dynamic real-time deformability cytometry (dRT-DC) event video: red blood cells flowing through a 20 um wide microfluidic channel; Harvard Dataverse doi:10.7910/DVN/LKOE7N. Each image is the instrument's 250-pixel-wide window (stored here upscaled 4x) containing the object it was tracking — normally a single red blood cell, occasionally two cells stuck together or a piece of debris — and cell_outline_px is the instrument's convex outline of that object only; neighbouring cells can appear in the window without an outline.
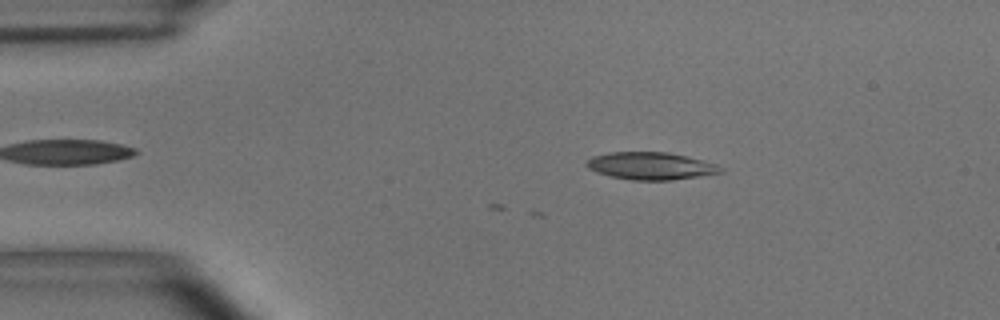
{"species": "common noctule bat (a hibernating species)", "species_latin": "Nyctalus noctula", "temperature_condition": "room temperature", "stored_images_in_passage": 9, "camera_frame_rate_fps": 3000, "um_per_image_px": 0.085, "animal": {"sex": "male", "body_mass_g": 15.6}, "frame": {"image": 1, "passage_image": 9, "time_ms": 2.667, "image_size_px": [1000, 320], "cell_outline_px": [[724, 172], [700, 176], [672, 180], [632, 180], [612, 176], [596, 172], [588, 168], [588, 160], [592, 156], [608, 152], [668, 152], [688, 156], [716, 164], [724, 168]], "centroid_in_image_um": [55.36, 14.1], "position_along_channel_um": 29.6, "area_um2": 21.39}}